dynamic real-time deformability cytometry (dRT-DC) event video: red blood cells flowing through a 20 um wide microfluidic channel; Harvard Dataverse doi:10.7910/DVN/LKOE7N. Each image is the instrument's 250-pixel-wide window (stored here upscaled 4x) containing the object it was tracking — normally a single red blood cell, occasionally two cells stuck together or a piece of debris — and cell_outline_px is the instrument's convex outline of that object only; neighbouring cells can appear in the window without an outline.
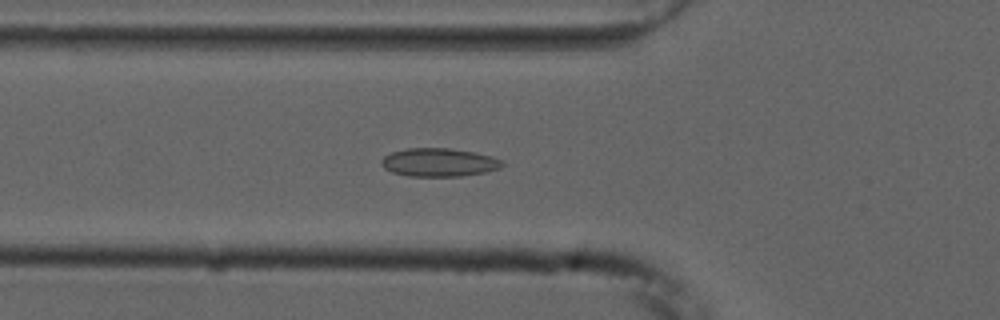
{"species": "common noctule bat (a hibernating species)", "species_latin": "Nyctalus noctula", "temperature_condition": "cold", "stored_images_in_passage": 53, "camera_frame_rate_fps": 3000, "um_per_image_px": 0.085, "animal": {"sex": "male", "forearm_length_mm": 52.5}, "frame": {"image": 1, "passage_image": 18, "time_ms": 5.667, "image_size_px": [1000, 320], "cell_outline_px": [[504, 164], [500, 168], [484, 172], [460, 176], [408, 176], [392, 172], [384, 168], [380, 164], [380, 160], [384, 156], [392, 152], [408, 148], [448, 148], [472, 152], [492, 156], [500, 160]], "centroid_in_image_um": [37.27, 13.8], "position_along_channel_um": 88.5, "area_um2": 19.83}}
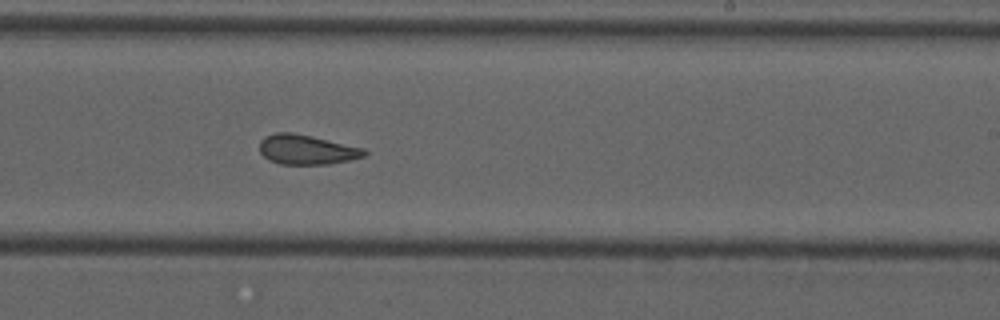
{"frame": {"image": 2, "passage_image": 32, "time_ms": 10.333, "image_size_px": [1000, 320], "cell_outline_px": [[368, 152], [364, 156], [348, 160], [328, 164], [280, 164], [268, 160], [260, 152], [260, 140], [264, 136], [276, 132], [292, 132], [312, 136], [364, 148]], "centroid_in_image_um": [26.04, 12.71], "position_along_channel_um": 263.0, "area_um2": 18.15}}
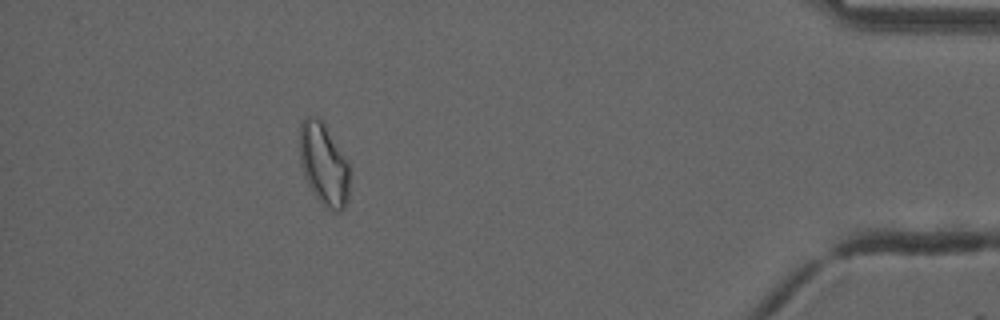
{"frame": {"image": 3, "passage_image": 48, "time_ms": 15.667, "image_size_px": [1000, 320], "cell_outline_px": [[348, 200], [344, 208], [340, 212], [332, 212], [320, 204], [308, 184], [304, 176], [300, 164], [300, 124], [304, 116], [316, 116], [324, 124], [344, 156], [348, 164]], "centroid_in_image_um": [27.5, 14.0], "position_along_channel_um": 407.7, "area_um2": 23.87}, "authors_computed_cell_mechanics": {"area_um2": 20.0566, "velocity_mm_per_s": 3.7344, "shape_relaxation_time_tau1_ms": null, "shape_relaxation_time_tau2_ms": 2.2689, "deformation_change_tau1": null, "deformation_change_tau2": 0.0767}}